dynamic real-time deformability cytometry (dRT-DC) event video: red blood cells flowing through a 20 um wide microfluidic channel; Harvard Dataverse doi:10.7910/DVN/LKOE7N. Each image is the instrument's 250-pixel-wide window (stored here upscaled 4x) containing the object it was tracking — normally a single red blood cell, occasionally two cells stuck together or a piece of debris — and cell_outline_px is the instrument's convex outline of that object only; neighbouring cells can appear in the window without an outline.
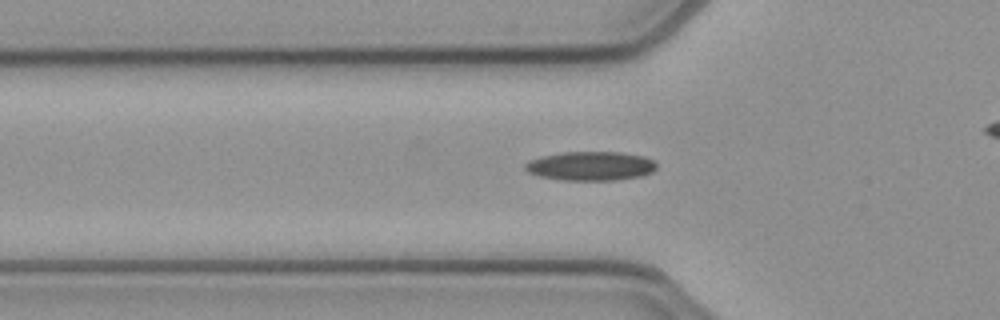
{"species": "common noctule bat (a hibernating species)", "species_latin": "Nyctalus noctula", "temperature_condition": "cold", "stored_images_in_passage": 46, "camera_frame_rate_fps": 3000, "um_per_image_px": 0.085, "animal": {"sex": "female", "body_mass_g": 21.9}, "frame": {"image": 1, "passage_image": 17, "time_ms": 5.333, "image_size_px": [1000, 320], "cell_outline_px": [[656, 168], [652, 172], [640, 176], [616, 180], [560, 180], [540, 176], [528, 172], [524, 168], [524, 164], [528, 160], [540, 156], [564, 152], [620, 152], [644, 156], [656, 160]], "centroid_in_image_um": [50.2, 14.1], "position_along_channel_um": 75.6, "area_um2": 22.43}}
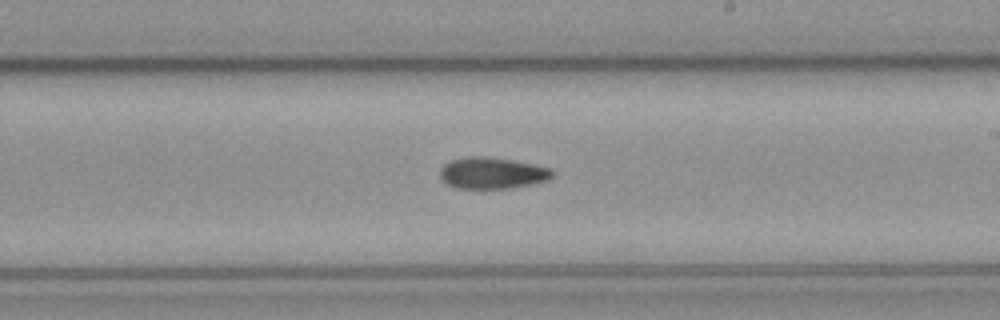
{"frame": {"image": 2, "passage_image": 30, "time_ms": 9.667, "image_size_px": [1000, 320], "cell_outline_px": [[552, 176], [548, 180], [508, 188], [456, 188], [440, 180], [440, 168], [444, 164], [452, 160], [468, 156], [484, 156], [512, 160], [532, 164], [548, 168], [552, 172]], "centroid_in_image_um": [41.76, 14.7], "position_along_channel_um": 247.2, "area_um2": 20.29}}
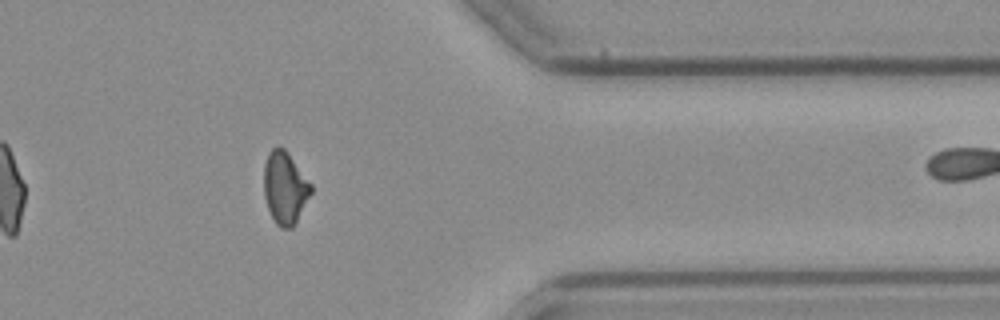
{"frame": {"image": 3, "passage_image": 42, "time_ms": 13.667, "image_size_px": [1000, 320], "cell_outline_px": [[312, 192], [292, 228], [280, 228], [276, 224], [268, 208], [264, 196], [264, 164], [268, 152], [276, 144], [280, 144], [288, 152], [312, 184]], "centroid_in_image_um": [24.21, 15.91], "position_along_channel_um": 387.2, "area_um2": 20.0}}